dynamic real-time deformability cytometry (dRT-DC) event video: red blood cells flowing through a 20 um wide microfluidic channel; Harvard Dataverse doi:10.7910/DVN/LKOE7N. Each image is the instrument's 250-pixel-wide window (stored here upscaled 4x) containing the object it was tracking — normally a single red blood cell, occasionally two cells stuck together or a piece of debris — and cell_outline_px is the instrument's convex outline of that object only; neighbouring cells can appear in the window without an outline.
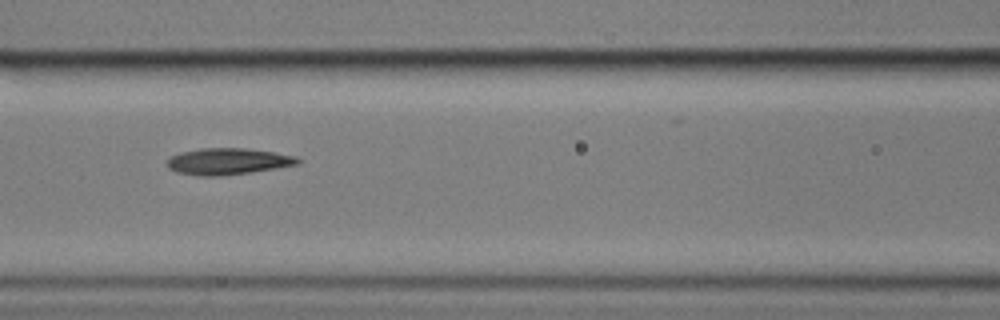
{"species": "common noctule bat (a hibernating species)", "species_latin": "Nyctalus noctula", "temperature_condition": "cold", "stored_images_in_passage": 11, "camera_frame_rate_fps": 3000, "um_per_image_px": 0.085, "animal": {"sex": "male", "body_mass_g": 17.9}, "frame": {"image": 1, "passage_image": 5, "time_ms": 4.667, "image_size_px": [1000, 320], "cell_outline_px": [[300, 164], [252, 172], [224, 176], [196, 176], [176, 172], [168, 168], [168, 160], [172, 156], [180, 152], [200, 148], [244, 148], [272, 152], [296, 156], [300, 160]], "centroid_in_image_um": [19.36, 13.73], "position_along_channel_um": 147.2, "area_um2": 20.23}}
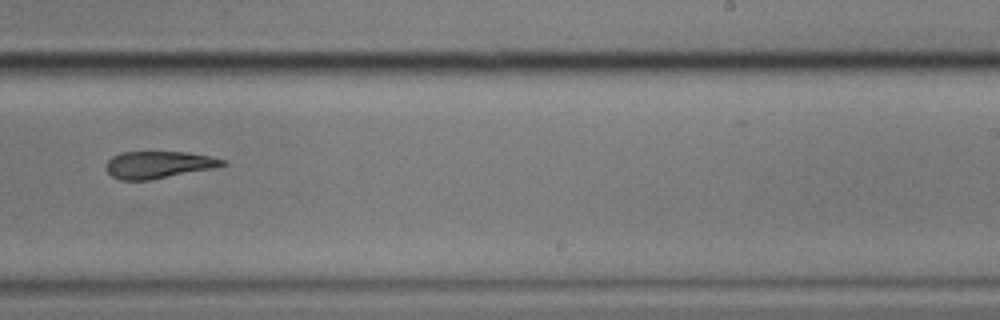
{"frame": {"image": 2, "passage_image": 8, "time_ms": 8.333, "image_size_px": [1000, 320], "cell_outline_px": [[228, 164], [212, 168], [148, 180], [120, 180], [112, 176], [104, 168], [108, 160], [112, 156], [120, 152], [188, 152], [212, 156], [224, 160]], "centroid_in_image_um": [13.44, 13.99], "position_along_channel_um": 275.6, "area_um2": 18.32}}
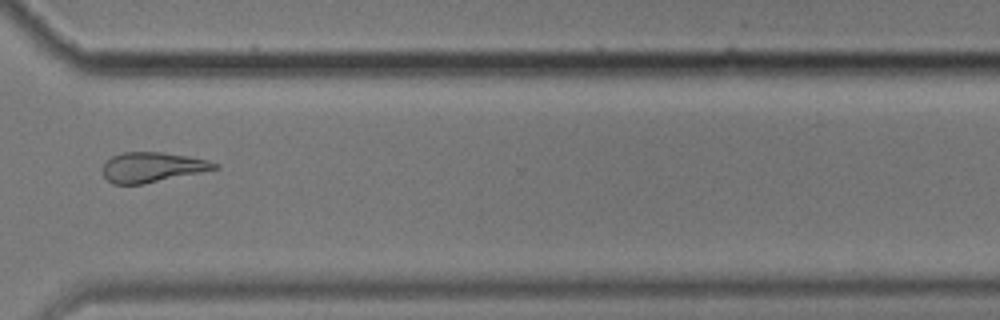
{"frame": {"image": 3, "passage_image": 10, "time_ms": 10.667, "image_size_px": [1000, 320], "cell_outline_px": [[220, 168], [144, 184], [112, 184], [104, 176], [104, 164], [112, 156], [124, 152], [160, 152], [188, 156], [208, 160], [220, 164]], "centroid_in_image_um": [12.97, 14.21], "position_along_channel_um": 357.6, "area_um2": 19.42}}